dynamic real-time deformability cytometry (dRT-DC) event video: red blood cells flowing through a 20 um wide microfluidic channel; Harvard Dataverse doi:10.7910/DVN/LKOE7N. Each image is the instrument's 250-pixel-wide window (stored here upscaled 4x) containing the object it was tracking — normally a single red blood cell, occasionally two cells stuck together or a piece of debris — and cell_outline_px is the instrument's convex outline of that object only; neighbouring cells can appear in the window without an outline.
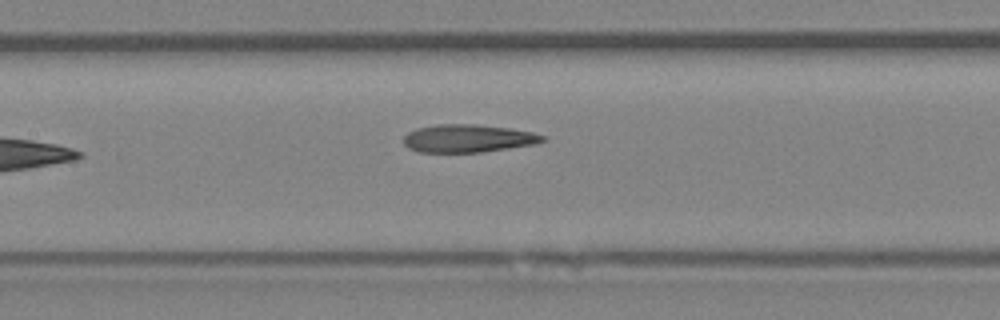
{"species": "Egyptian fruit bat (a non-hibernating species)", "species_latin": "Rousettus aegyptiacus", "temperature_condition": "room temperature", "stored_images_in_passage": 7, "camera_frame_rate_fps": 3000, "um_per_image_px": 0.085, "animal": {"sex": "female"}, "frame": {"image": 1, "passage_image": 7, "time_ms": 8.0, "image_size_px": [1000, 320], "cell_outline_px": [[548, 140], [536, 144], [480, 152], [420, 152], [408, 148], [404, 144], [404, 136], [408, 132], [416, 128], [436, 124], [476, 124], [508, 128], [532, 132], [544, 136]], "centroid_in_image_um": [39.77, 11.76], "position_along_channel_um": 167.6, "area_um2": 22.6}}